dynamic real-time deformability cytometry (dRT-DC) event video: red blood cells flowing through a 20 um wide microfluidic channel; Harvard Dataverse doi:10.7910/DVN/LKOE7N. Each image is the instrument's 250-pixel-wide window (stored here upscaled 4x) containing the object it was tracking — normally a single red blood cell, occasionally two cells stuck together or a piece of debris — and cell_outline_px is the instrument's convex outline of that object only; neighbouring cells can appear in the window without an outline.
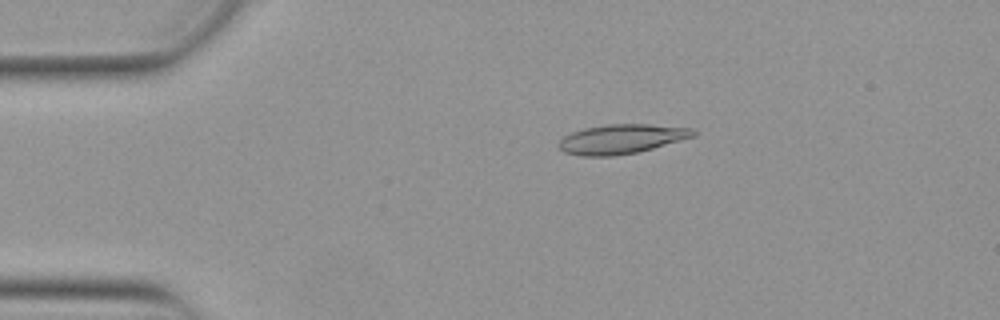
{"species": "Egyptian fruit bat (a non-hibernating species)", "species_latin": "Rousettus aegyptiacus", "temperature_condition": "warm", "stored_images_in_passage": 52, "camera_frame_rate_fps": 3000, "um_per_image_px": 0.085, "animal": {"sex": "female"}, "frame": {"image": 1, "passage_image": 10, "time_ms": 3.0, "image_size_px": [1000, 320], "cell_outline_px": [[696, 136], [652, 148], [636, 152], [612, 156], [580, 156], [564, 152], [556, 144], [564, 136], [572, 132], [584, 128], [608, 124], [648, 124], [692, 128], [696, 132]], "centroid_in_image_um": [52.8, 11.81], "position_along_channel_um": 32.2, "area_um2": 23.0}}
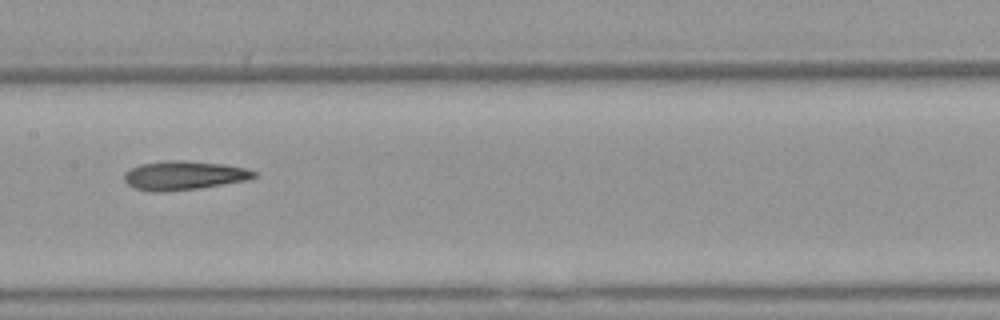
{"frame": {"image": 2, "passage_image": 26, "time_ms": 8.333, "image_size_px": [1000, 320], "cell_outline_px": [[256, 176], [248, 180], [200, 188], [160, 192], [152, 192], [136, 188], [128, 184], [124, 180], [124, 172], [140, 164], [164, 160], [184, 160], [224, 164], [244, 168], [256, 172]], "centroid_in_image_um": [15.62, 14.91], "position_along_channel_um": 191.8, "area_um2": 21.91}}
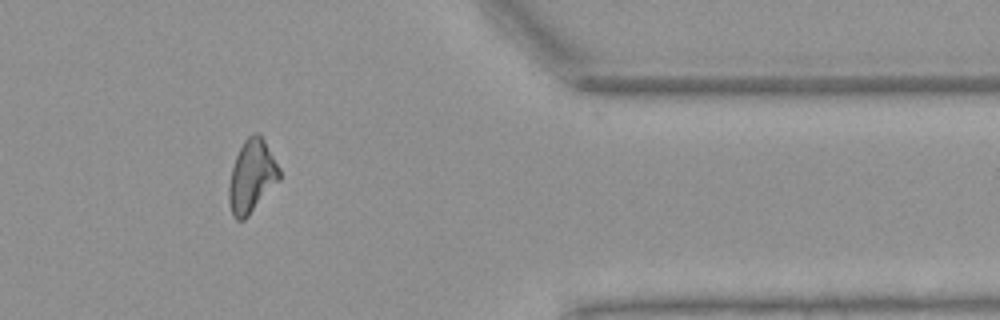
{"frame": {"image": 3, "passage_image": 43, "time_ms": 14.0, "image_size_px": [1000, 320], "cell_outline_px": [[280, 180], [248, 216], [244, 220], [236, 220], [232, 216], [228, 200], [228, 188], [232, 168], [236, 156], [244, 140], [252, 132], [260, 132], [280, 168]], "centroid_in_image_um": [21.4, 14.98], "position_along_channel_um": 390.0, "area_um2": 21.56}, "authors_computed_cell_mechanics": {"area_um2": 21.8484, "velocity_mm_per_s": 3.9026, "shape_relaxation_time_tau1_ms": null, "shape_relaxation_time_tau2_ms": 6.0569, "deformation_change_tau1": null, "deformation_change_tau2": 0.1839}}